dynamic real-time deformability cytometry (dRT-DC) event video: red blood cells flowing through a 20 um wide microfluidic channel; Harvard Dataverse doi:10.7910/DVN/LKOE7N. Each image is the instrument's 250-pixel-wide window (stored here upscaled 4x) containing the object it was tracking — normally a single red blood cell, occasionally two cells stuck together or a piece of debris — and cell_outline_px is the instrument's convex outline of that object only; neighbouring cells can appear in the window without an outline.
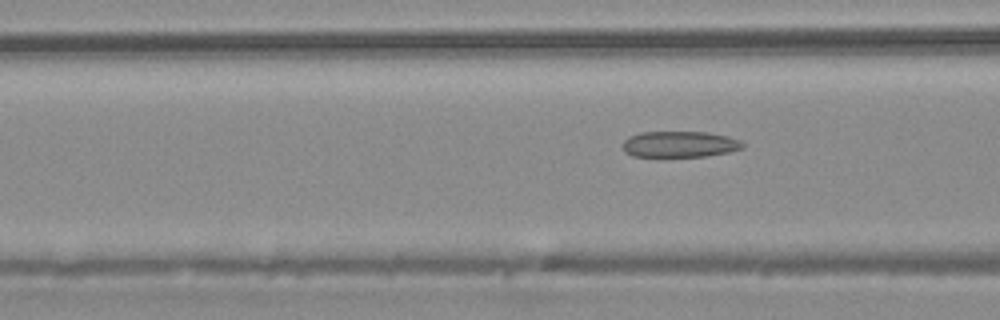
{"species": "common noctule bat (a hibernating species)", "species_latin": "Nyctalus noctula", "temperature_condition": "warm", "stored_images_in_passage": 6, "camera_frame_rate_fps": 3000, "um_per_image_px": 0.085, "animal": {"sex": "male", "body_mass_g": 20.4}, "frame": {"image": 1, "passage_image": 6, "time_ms": 1.667, "image_size_px": [1000, 320], "cell_outline_px": [[744, 148], [728, 152], [708, 156], [632, 156], [624, 152], [624, 140], [628, 136], [640, 132], [708, 132], [728, 136], [740, 140], [744, 144]], "centroid_in_image_um": [57.79, 12.25], "position_along_channel_um": 108.8, "area_um2": 18.26}}